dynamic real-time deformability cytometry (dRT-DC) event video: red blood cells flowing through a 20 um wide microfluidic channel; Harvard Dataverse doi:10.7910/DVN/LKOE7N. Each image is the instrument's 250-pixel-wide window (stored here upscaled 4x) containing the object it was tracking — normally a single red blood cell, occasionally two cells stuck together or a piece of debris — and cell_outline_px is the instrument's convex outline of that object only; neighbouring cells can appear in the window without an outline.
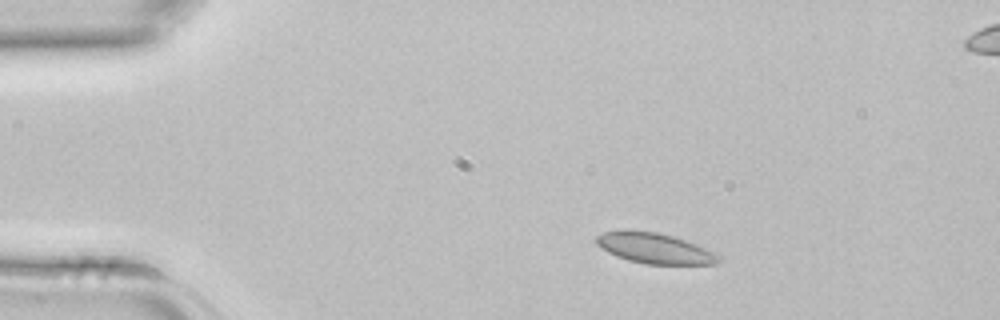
{"species": "common noctule bat (a hibernating species)", "species_latin": "Nyctalus noctula", "temperature_condition": "room temperature", "stored_images_in_passage": 3, "segment_of_instrument_passage": [1, 2], "camera_frame_rate_fps": 3000, "um_per_image_px": 0.085, "animal": {"sex": "female", "body_mass_g": 22.7, "forearm_length_mm": 54.2}, "frame": {"image": 1, "passage_image": 1, "time_ms": 0.0, "image_size_px": [1000, 320], "cell_outline_px": [[720, 260], [716, 264], [644, 264], [628, 260], [616, 256], [600, 248], [596, 244], [596, 236], [604, 232], [624, 228], [656, 232], [672, 236], [708, 248], [716, 252], [720, 256]], "centroid_in_image_um": [55.62, 21.09], "position_along_channel_um": 29.4, "area_um2": 22.08}}